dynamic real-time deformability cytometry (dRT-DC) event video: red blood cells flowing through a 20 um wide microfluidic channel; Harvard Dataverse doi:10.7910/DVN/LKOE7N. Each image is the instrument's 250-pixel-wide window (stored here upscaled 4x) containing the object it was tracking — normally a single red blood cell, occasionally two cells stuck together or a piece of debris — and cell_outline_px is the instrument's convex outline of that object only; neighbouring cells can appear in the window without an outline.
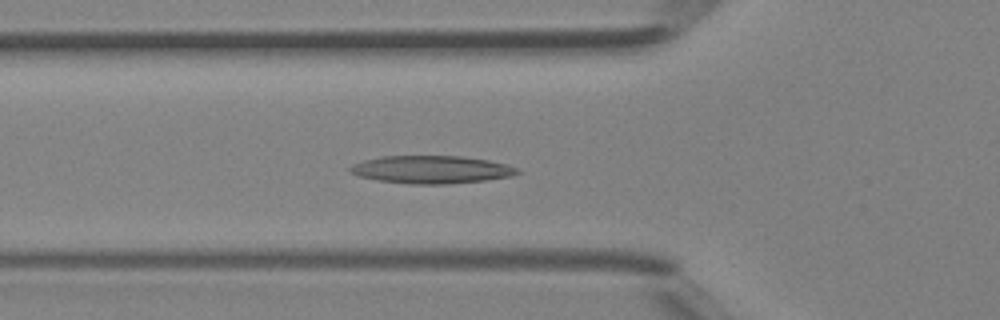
{"species": "Egyptian fruit bat (a non-hibernating species)", "species_latin": "Rousettus aegyptiacus", "temperature_condition": "room temperature", "stored_images_in_passage": 37, "camera_frame_rate_fps": 3000, "um_per_image_px": 0.085, "animal": {"sex": "female"}, "frame": {"image": 1, "passage_image": 14, "time_ms": 4.333, "image_size_px": [1000, 320], "cell_outline_px": [[520, 172], [512, 176], [484, 180], [448, 184], [412, 184], [380, 180], [360, 176], [352, 172], [348, 168], [352, 164], [364, 160], [380, 156], [460, 156], [488, 160], [508, 164], [520, 168]], "centroid_in_image_um": [36.71, 14.4], "position_along_channel_um": 89.1, "area_um2": 26.99}}
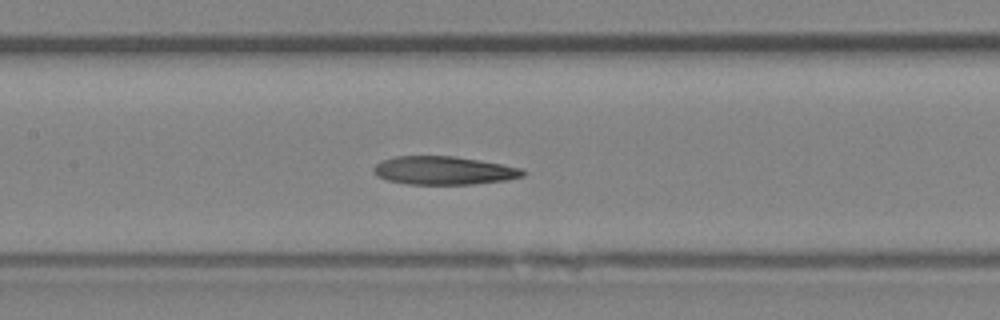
{"frame": {"image": 2, "passage_image": 19, "time_ms": 6.0, "image_size_px": [1000, 320], "cell_outline_px": [[528, 172], [524, 176], [508, 180], [472, 184], [408, 184], [388, 180], [376, 176], [372, 172], [372, 168], [376, 164], [384, 160], [396, 156], [452, 156], [480, 160], [520, 168]], "centroid_in_image_um": [37.72, 14.49], "position_along_channel_um": 169.7, "area_um2": 24.62}}
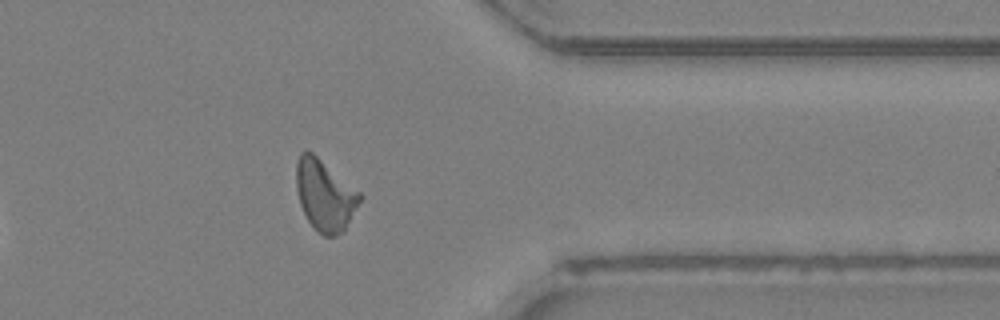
{"frame": {"image": 3, "passage_image": 33, "time_ms": 10.667, "image_size_px": [1000, 320], "cell_outline_px": [[364, 196], [344, 232], [336, 236], [324, 236], [308, 220], [300, 204], [296, 188], [296, 160], [300, 152], [312, 152], [360, 192]], "centroid_in_image_um": [27.63, 16.6], "position_along_channel_um": 383.8, "area_um2": 26.24}}